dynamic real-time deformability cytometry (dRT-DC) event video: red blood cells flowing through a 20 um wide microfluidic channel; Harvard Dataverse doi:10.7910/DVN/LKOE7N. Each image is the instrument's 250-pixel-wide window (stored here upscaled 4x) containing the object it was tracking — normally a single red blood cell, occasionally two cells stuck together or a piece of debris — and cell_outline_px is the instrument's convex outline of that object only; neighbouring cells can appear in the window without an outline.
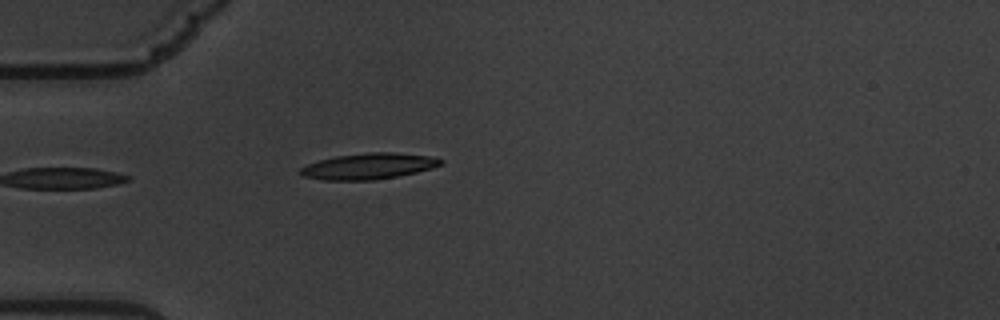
{"species": "common noctule bat (a hibernating species)", "species_latin": "Nyctalus noctula", "temperature_condition": "warm", "stored_images_in_passage": 6, "camera_frame_rate_fps": 3000, "um_per_image_px": 0.085, "animal": {"sex": "male", "body_mass_g": 19.5, "forearm_length_mm": 54.6}, "frame": {"image": 1, "passage_image": 1, "time_ms": 0.0, "image_size_px": [1000, 320], "cell_outline_px": [[444, 164], [432, 168], [416, 172], [376, 180], [324, 180], [304, 176], [300, 172], [300, 168], [308, 164], [320, 160], [336, 156], [368, 152], [396, 152], [432, 156], [444, 160]], "centroid_in_image_um": [31.39, 14.12], "position_along_channel_um": 53.6, "area_um2": 21.27}}